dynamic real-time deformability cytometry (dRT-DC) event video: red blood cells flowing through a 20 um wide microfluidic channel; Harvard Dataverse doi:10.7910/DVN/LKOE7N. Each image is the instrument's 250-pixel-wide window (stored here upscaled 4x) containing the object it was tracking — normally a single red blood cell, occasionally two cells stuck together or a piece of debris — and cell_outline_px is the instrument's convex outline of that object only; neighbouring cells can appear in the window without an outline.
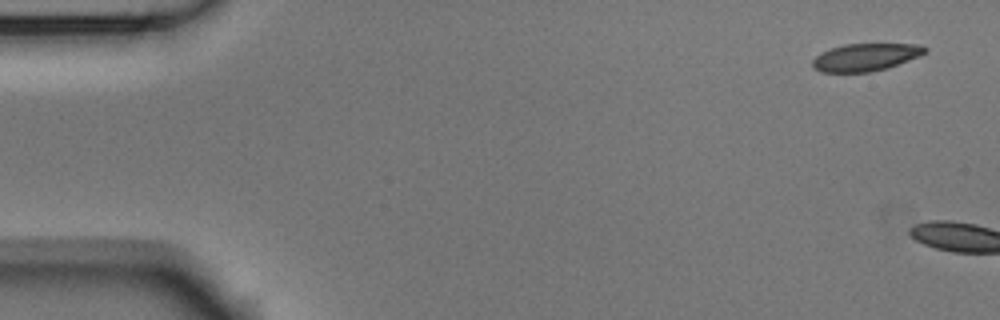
{"species": "Egyptian fruit bat (a non-hibernating species)", "species_latin": "Rousettus aegyptiacus", "temperature_condition": "room temperature", "stored_images_in_passage": 4, "camera_frame_rate_fps": 3000, "um_per_image_px": 0.085, "animal": {"sex": "male"}, "frame": {"image": 1, "passage_image": 1, "time_ms": 0.0, "image_size_px": [1000, 320], "cell_outline_px": [[928, 48], [920, 56], [888, 68], [868, 72], [820, 72], [812, 68], [812, 60], [816, 56], [832, 48], [844, 44], [912, 44]], "centroid_in_image_um": [73.54, 4.87], "position_along_channel_um": 11.5, "area_um2": 17.86}}